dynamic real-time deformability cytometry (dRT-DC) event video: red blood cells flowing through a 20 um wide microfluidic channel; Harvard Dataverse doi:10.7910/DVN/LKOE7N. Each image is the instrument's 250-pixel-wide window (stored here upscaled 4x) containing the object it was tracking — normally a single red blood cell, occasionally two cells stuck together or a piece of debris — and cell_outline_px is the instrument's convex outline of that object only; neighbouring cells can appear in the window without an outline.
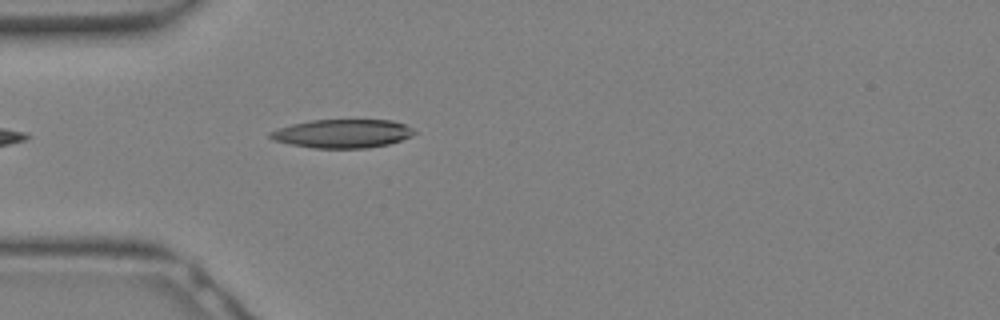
{"species": "Egyptian fruit bat (a non-hibernating species)", "species_latin": "Rousettus aegyptiacus", "temperature_condition": "warm", "stored_images_in_passage": 6, "camera_frame_rate_fps": 3000, "um_per_image_px": 0.085, "animal": {"sex": "female"}, "frame": {"image": 1, "passage_image": 2, "time_ms": 0.333, "image_size_px": [1000, 320], "cell_outline_px": [[416, 132], [412, 136], [388, 144], [368, 148], [316, 148], [292, 144], [272, 140], [268, 136], [268, 132], [292, 124], [312, 120], [392, 120], [404, 124], [412, 128]], "centroid_in_image_um": [29.11, 11.35], "position_along_channel_um": 55.9, "area_um2": 23.87}}
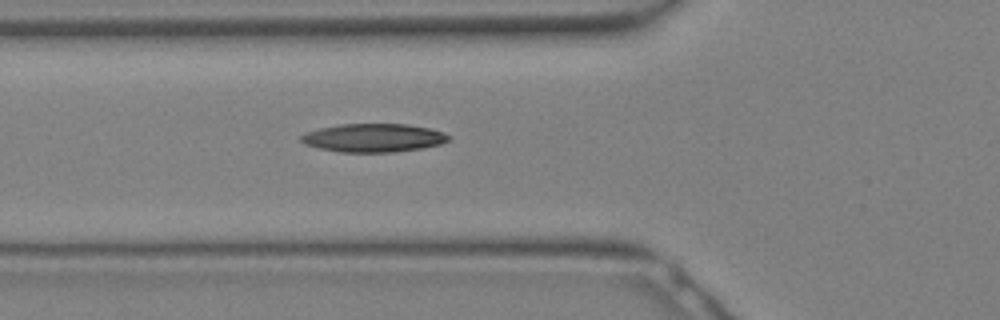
{"frame": {"image": 2, "passage_image": 4, "time_ms": 1.0, "image_size_px": [1000, 320], "cell_outline_px": [[452, 140], [440, 144], [420, 148], [396, 152], [340, 152], [320, 148], [304, 144], [300, 140], [300, 136], [304, 132], [320, 128], [340, 124], [408, 124], [428, 128], [444, 132], [452, 136]], "centroid_in_image_um": [31.76, 11.71], "position_along_channel_um": 94.0, "area_um2": 24.57}}
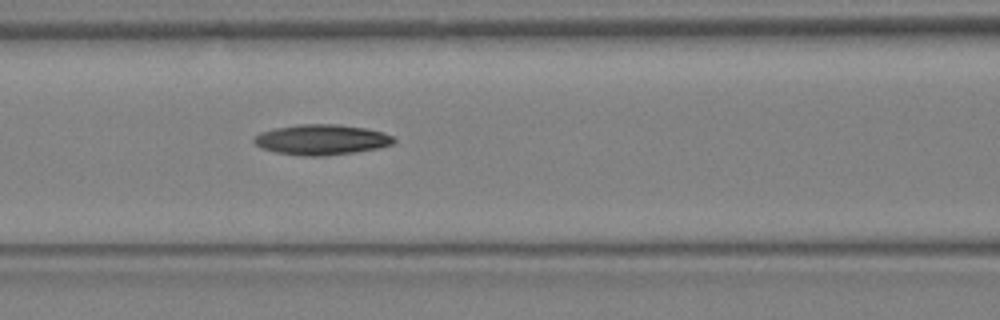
{"frame": {"image": 3, "passage_image": 6, "time_ms": 1.667, "image_size_px": [1000, 320], "cell_outline_px": [[396, 140], [392, 144], [380, 148], [356, 152], [324, 156], [300, 156], [276, 152], [260, 148], [252, 140], [252, 136], [260, 132], [276, 128], [300, 124], [336, 124], [364, 128], [384, 132], [392, 136]], "centroid_in_image_um": [27.31, 11.88], "position_along_channel_um": 139.3, "area_um2": 24.91}}